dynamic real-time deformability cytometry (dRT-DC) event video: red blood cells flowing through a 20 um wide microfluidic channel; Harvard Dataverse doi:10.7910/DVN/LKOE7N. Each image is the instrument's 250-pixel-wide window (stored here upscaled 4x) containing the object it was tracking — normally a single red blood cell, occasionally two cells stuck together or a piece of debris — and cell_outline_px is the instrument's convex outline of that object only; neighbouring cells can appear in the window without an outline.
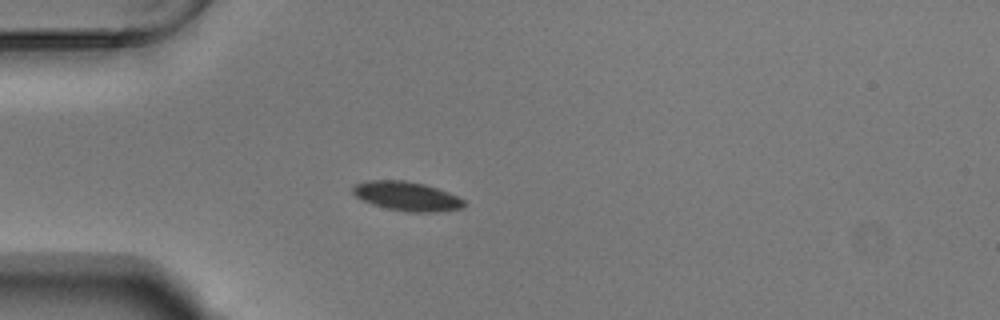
{"species": "Egyptian fruit bat (a non-hibernating species)", "species_latin": "Rousettus aegyptiacus", "temperature_condition": "warm", "stored_images_in_passage": 40, "camera_frame_rate_fps": 3000, "um_per_image_px": 0.085, "animal": {"sex": "male"}, "frame": {"image": 1, "passage_image": 1, "time_ms": 0.0, "image_size_px": [1000, 320], "cell_outline_px": [[468, 204], [464, 208], [440, 212], [408, 212], [388, 208], [372, 204], [356, 196], [352, 192], [352, 188], [356, 184], [364, 180], [404, 180], [424, 184], [448, 192], [464, 200]], "centroid_in_image_um": [34.61, 16.68], "position_along_channel_um": 50.4, "area_um2": 18.96}}
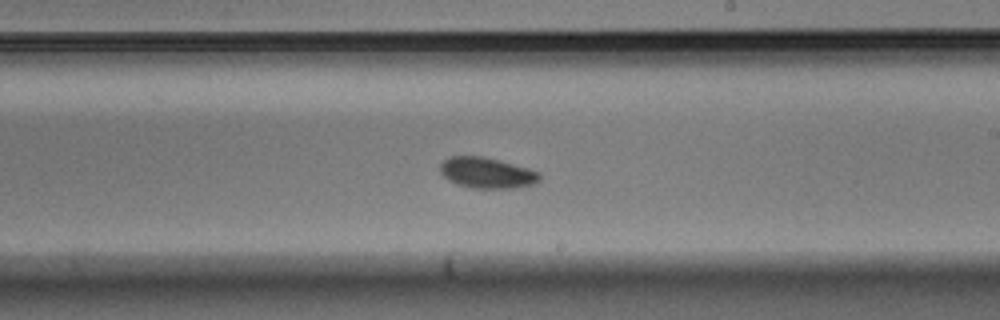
{"frame": {"image": 2, "passage_image": 18, "time_ms": 5.667, "image_size_px": [1000, 320], "cell_outline_px": [[540, 180], [536, 184], [516, 188], [472, 188], [456, 184], [448, 180], [440, 172], [440, 164], [448, 156], [484, 156], [500, 160], [528, 168], [540, 172]], "centroid_in_image_um": [41.4, 14.69], "position_along_channel_um": 247.6, "area_um2": 18.09}}
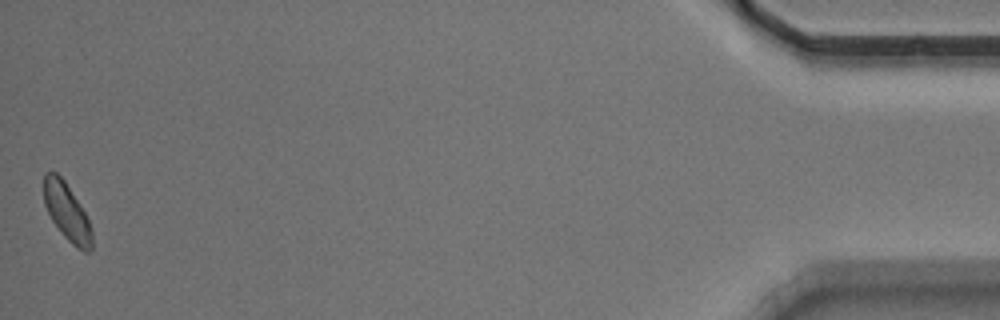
{"frame": {"image": 3, "passage_image": 40, "time_ms": 13.0, "image_size_px": [1000, 320], "cell_outline_px": [[92, 252], [84, 252], [76, 248], [64, 236], [52, 220], [44, 204], [44, 172], [56, 172], [64, 180], [80, 204], [92, 228]], "centroid_in_image_um": [5.7, 18.04], "position_along_channel_um": 429.5, "area_um2": 16.01}, "authors_computed_cell_mechanics": {"area_um2": 17.34, "velocity_mm_per_s": 3.7065, "shape_relaxation_time_tau1_ms": 3.0812, "shape_relaxation_time_tau2_ms": null, "deformation_change_tau1": 0.102, "deformation_change_tau2": null}}